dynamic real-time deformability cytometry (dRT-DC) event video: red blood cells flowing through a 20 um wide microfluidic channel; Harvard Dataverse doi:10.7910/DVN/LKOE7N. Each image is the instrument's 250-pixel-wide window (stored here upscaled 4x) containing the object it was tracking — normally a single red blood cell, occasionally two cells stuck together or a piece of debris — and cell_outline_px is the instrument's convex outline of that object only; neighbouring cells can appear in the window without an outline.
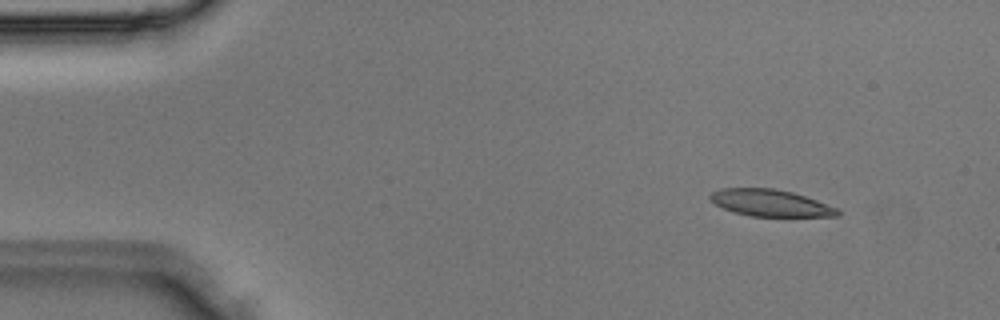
{"species": "Egyptian fruit bat (a non-hibernating species)", "species_latin": "Rousettus aegyptiacus", "temperature_condition": "room temperature", "stored_images_in_passage": 4, "camera_frame_rate_fps": 3000, "um_per_image_px": 0.085, "animal": {"sex": "male"}, "frame": {"image": 1, "passage_image": 1, "time_ms": 0.0, "image_size_px": [1000, 320], "cell_outline_px": [[840, 216], [752, 216], [732, 212], [716, 204], [708, 196], [712, 192], [720, 188], [772, 188], [792, 192], [840, 208]], "centroid_in_image_um": [65.5, 17.25], "position_along_channel_um": 19.5, "area_um2": 19.83}}